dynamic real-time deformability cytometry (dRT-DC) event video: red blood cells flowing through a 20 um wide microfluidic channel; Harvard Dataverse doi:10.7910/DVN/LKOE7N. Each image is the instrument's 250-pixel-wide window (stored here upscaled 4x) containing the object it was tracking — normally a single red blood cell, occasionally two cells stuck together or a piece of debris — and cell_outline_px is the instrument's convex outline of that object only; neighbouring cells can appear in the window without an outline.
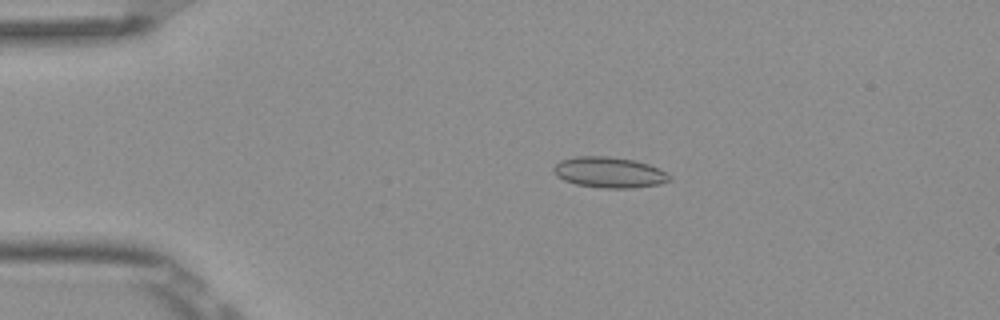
{"species": "Egyptian fruit bat (a non-hibernating species)", "species_latin": "Rousettus aegyptiacus", "temperature_condition": "room temperature", "stored_images_in_passage": 6, "camera_frame_rate_fps": 3000, "um_per_image_px": 0.085, "frame": {"image": 1, "passage_image": 2, "time_ms": 0.333, "image_size_px": [1000, 320], "cell_outline_px": [[672, 180], [660, 184], [632, 188], [604, 188], [576, 184], [564, 180], [556, 176], [552, 168], [560, 160], [572, 156], [608, 156], [636, 160], [648, 164], [664, 172]], "centroid_in_image_um": [51.74, 14.64], "position_along_channel_um": 33.3, "area_um2": 20.75}}
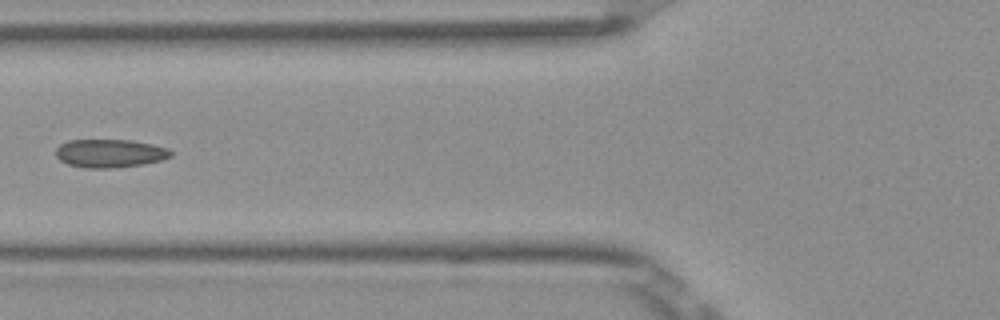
{"frame": {"image": 2, "passage_image": 5, "time_ms": 1.333, "image_size_px": [1000, 320], "cell_outline_px": [[172, 156], [164, 160], [140, 164], [112, 168], [84, 168], [68, 164], [60, 160], [56, 156], [56, 148], [60, 144], [68, 140], [132, 140], [152, 144], [168, 148], [172, 152]], "centroid_in_image_um": [9.34, 13.03], "position_along_channel_um": 116.5, "area_um2": 19.02}}
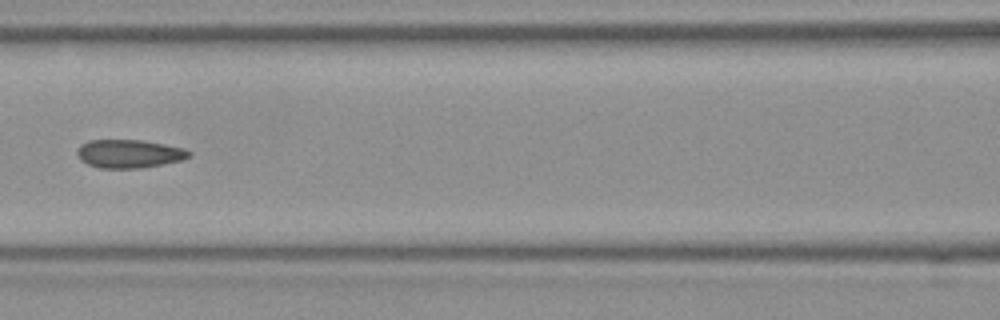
{"frame": {"image": 3, "passage_image": 6, "time_ms": 1.667, "image_size_px": [1000, 320], "cell_outline_px": [[192, 156], [184, 160], [164, 164], [140, 168], [100, 168], [88, 164], [80, 160], [76, 152], [76, 148], [80, 144], [88, 140], [144, 140], [184, 148], [192, 152]], "centroid_in_image_um": [10.99, 13.06], "position_along_channel_um": 155.6, "area_um2": 18.79}}